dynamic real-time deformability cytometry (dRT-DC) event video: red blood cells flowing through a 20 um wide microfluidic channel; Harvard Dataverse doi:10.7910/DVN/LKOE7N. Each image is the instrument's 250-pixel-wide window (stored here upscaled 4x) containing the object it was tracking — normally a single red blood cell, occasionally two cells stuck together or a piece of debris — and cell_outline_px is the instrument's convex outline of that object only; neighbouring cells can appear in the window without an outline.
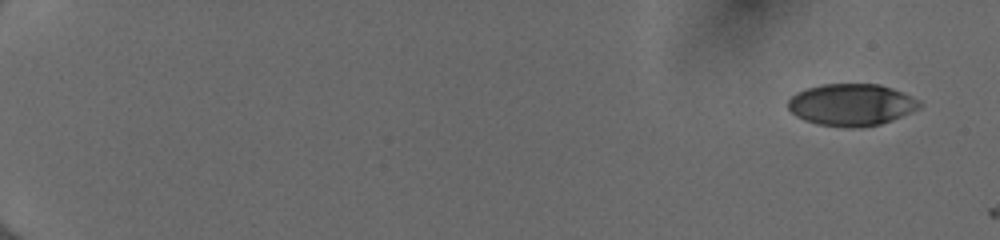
{"species": "human", "species_latin": "Homo sapiens", "temperature_condition": "cold", "stored_images_in_passage": 52, "camera_frame_rate_fps": 3000, "um_per_image_px": 0.085, "donor": {"sex": "female"}, "frame": {"image": 1, "passage_image": 1, "time_ms": 0.0, "image_size_px": [1000, 240], "cell_outline_px": [[924, 104], [920, 108], [892, 120], [880, 124], [860, 128], [848, 128], [816, 124], [804, 120], [796, 116], [788, 108], [788, 100], [796, 92], [820, 84], [880, 84], [892, 88], [920, 100]], "centroid_in_image_um": [72.38, 8.91], "position_along_channel_um": 12.6, "area_um2": 32.37}}
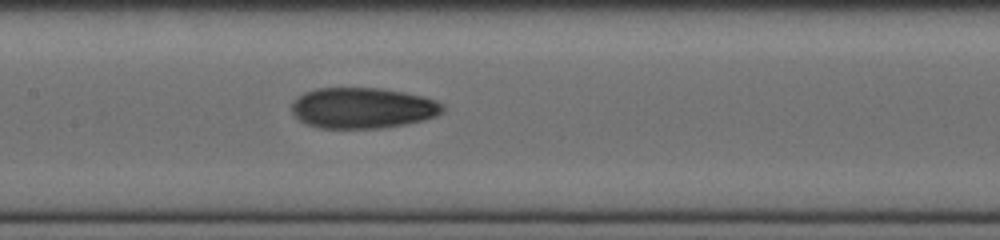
{"frame": {"image": 2, "passage_image": 28, "time_ms": 9.0, "image_size_px": [1000, 240], "cell_outline_px": [[444, 112], [436, 116], [424, 120], [408, 124], [384, 128], [320, 128], [304, 124], [292, 112], [292, 100], [296, 96], [304, 92], [316, 88], [380, 88], [404, 92], [424, 96], [436, 100], [444, 104]], "centroid_in_image_um": [30.84, 9.18], "position_along_channel_um": 176.6, "area_um2": 36.41}}
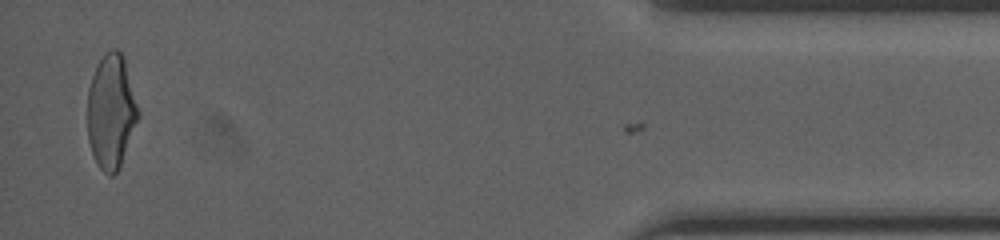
{"frame": {"image": 3, "passage_image": 51, "time_ms": 16.667, "image_size_px": [1000, 240], "cell_outline_px": [[140, 116], [120, 168], [112, 176], [108, 176], [96, 164], [88, 140], [88, 88], [96, 64], [104, 52], [112, 48], [116, 48], [124, 56], [140, 112]], "centroid_in_image_um": [9.46, 9.47], "position_along_channel_um": 425.7, "area_um2": 34.33}, "authors_computed_cell_mechanics": {"area_um2": 33.9864, "velocity_mm_per_s": 4.0336, "shape_relaxation_time_tau1_ms": null, "shape_relaxation_time_tau2_ms": 2.7691, "deformation_change_tau1": null, "deformation_change_tau2": 0.0959}}